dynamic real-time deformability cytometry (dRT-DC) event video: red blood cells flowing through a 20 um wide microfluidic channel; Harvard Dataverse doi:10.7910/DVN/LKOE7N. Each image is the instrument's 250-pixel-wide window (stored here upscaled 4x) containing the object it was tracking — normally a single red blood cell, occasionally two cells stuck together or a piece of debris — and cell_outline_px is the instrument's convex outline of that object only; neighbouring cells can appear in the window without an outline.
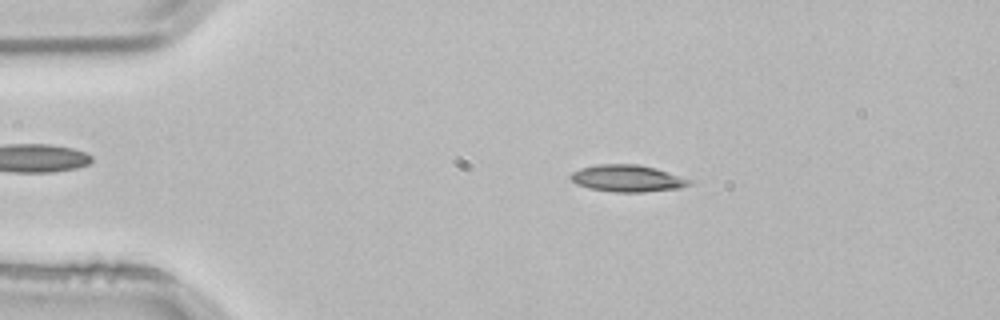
{"species": "common noctule bat (a hibernating species)", "species_latin": "Nyctalus noctula", "temperature_condition": "room temperature", "stored_images_in_passage": 4, "camera_frame_rate_fps": 3000, "um_per_image_px": 0.085, "animal": {"sex": "male", "body_mass_g": 21.5, "forearm_length_mm": 52.0}, "frame": {"image": 1, "passage_image": 4, "time_ms": 1.0, "image_size_px": [1000, 320], "cell_outline_px": [[692, 180], [688, 184], [680, 188], [644, 192], [612, 192], [588, 188], [576, 184], [568, 176], [572, 172], [580, 168], [596, 164], [636, 164], [656, 168]], "centroid_in_image_um": [53.27, 15.16], "position_along_channel_um": 31.7, "area_um2": 18.61}}